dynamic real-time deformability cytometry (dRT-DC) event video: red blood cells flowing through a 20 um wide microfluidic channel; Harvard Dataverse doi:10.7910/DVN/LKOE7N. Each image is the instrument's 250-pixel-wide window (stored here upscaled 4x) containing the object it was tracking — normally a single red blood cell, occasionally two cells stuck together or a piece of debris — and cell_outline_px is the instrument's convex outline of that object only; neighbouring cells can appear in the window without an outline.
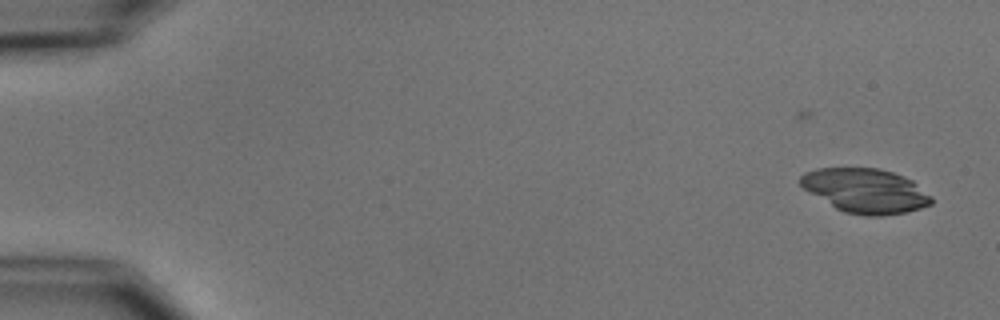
{"species": "common noctule bat (a hibernating species)", "species_latin": "Nyctalus noctula", "temperature_condition": "cold", "stored_images_in_passage": 5, "camera_frame_rate_fps": 3000, "um_per_image_px": 0.085, "animal": {"sex": "male", "body_mass_g": 15.6}, "frame": {"image": 1, "passage_image": 1, "time_ms": 0.0, "image_size_px": [1000, 320], "cell_outline_px": [[932, 204], [920, 208], [904, 212], [880, 216], [864, 216], [844, 212], [836, 208], [804, 188], [800, 184], [800, 176], [804, 172], [816, 168], [876, 168], [892, 172], [904, 176], [912, 180], [932, 196]], "centroid_in_image_um": [73.58, 16.21], "position_along_channel_um": 11.4, "area_um2": 33.64}}